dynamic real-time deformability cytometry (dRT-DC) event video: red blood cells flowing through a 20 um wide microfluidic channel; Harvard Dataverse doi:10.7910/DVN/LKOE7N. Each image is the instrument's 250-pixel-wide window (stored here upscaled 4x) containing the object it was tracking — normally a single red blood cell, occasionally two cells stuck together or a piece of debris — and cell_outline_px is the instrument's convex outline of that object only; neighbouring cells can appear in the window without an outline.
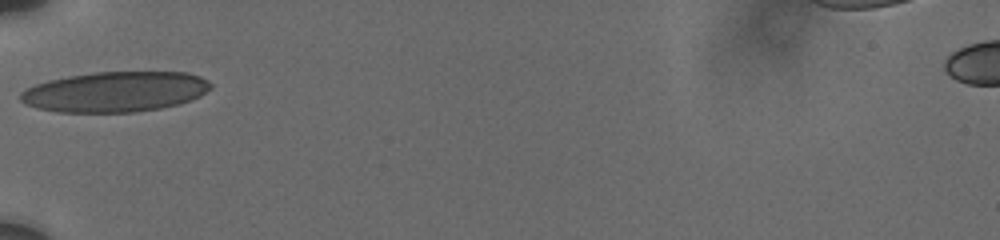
{"species": "human", "species_latin": "Homo sapiens", "temperature_condition": "cold", "stored_images_in_passage": 36, "camera_frame_rate_fps": 3000, "um_per_image_px": 0.085, "donor": {"sex": "male"}, "frame": {"image": 1, "passage_image": 1, "time_ms": 0.0, "image_size_px": [1000, 240], "cell_outline_px": [[212, 88], [200, 96], [180, 104], [160, 108], [136, 112], [56, 112], [36, 108], [20, 100], [20, 92], [36, 84], [48, 80], [68, 76], [92, 72], [188, 72], [200, 76], [208, 80], [212, 84]], "centroid_in_image_um": [9.82, 7.8], "position_along_channel_um": 75.2, "area_um2": 44.85}}
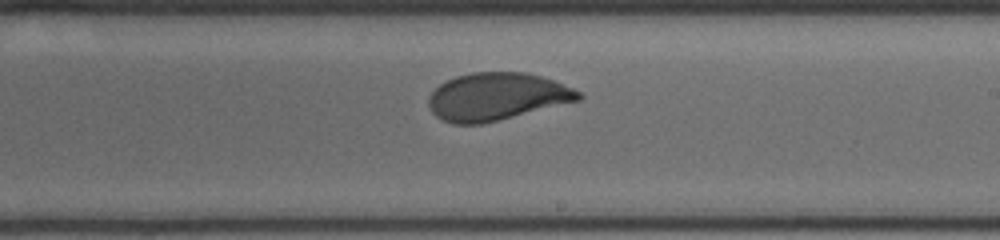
{"frame": {"image": 2, "passage_image": 19, "time_ms": 4.667, "image_size_px": [1000, 240], "cell_outline_px": [[584, 96], [580, 100], [480, 124], [452, 124], [436, 116], [432, 112], [428, 104], [428, 96], [440, 84], [456, 76], [472, 72], [524, 72], [540, 76], [552, 80], [572, 88], [580, 92]], "centroid_in_image_um": [42.2, 8.21], "position_along_channel_um": 246.8, "area_um2": 41.1}}
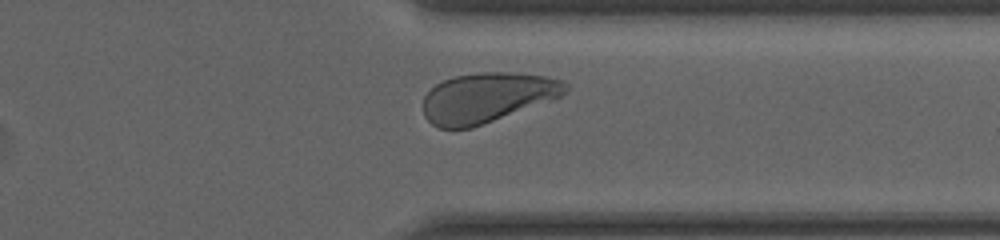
{"frame": {"image": 3, "passage_image": 32, "time_ms": 8.0, "image_size_px": [1000, 240], "cell_outline_px": [[568, 88], [556, 100], [472, 128], [436, 128], [424, 116], [424, 96], [436, 84], [444, 80], [456, 76], [480, 72], [516, 72], [544, 76], [564, 80], [568, 84]], "centroid_in_image_um": [41.45, 8.3], "position_along_channel_um": 369.9, "area_um2": 41.73}, "authors_computed_cell_mechanics": {"area_um2": 41.9339, "velocity_mm_per_s": 3.692, "shape_relaxation_time_tau1_ms": 3.4505, "shape_relaxation_time_tau2_ms": null, "deformation_change_tau1": 0.1509, "deformation_change_tau2": null}}